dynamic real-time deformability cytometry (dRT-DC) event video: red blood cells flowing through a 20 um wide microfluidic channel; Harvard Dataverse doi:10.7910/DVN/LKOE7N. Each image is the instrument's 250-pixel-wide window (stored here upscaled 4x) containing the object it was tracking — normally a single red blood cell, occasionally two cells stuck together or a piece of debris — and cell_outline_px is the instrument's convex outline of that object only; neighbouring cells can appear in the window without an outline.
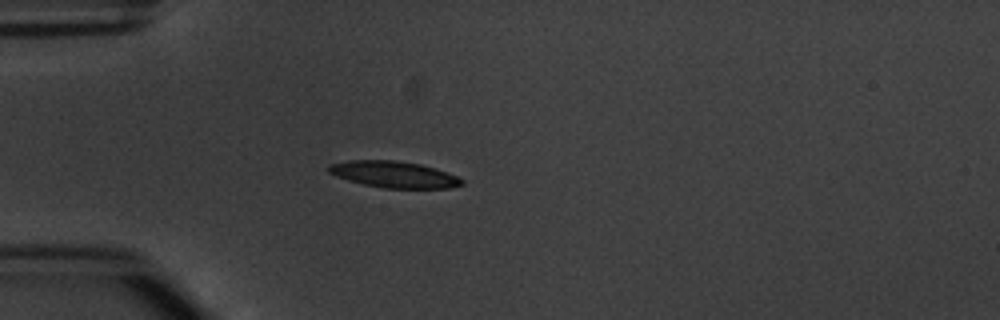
{"species": "common noctule bat (a hibernating species)", "species_latin": "Nyctalus noctula", "temperature_condition": "warm", "stored_images_in_passage": 5, "camera_frame_rate_fps": 3000, "um_per_image_px": 0.085, "animal": {"sex": "male", "body_mass_g": 20.1, "forearm_length_mm": 53.5}, "frame": {"image": 1, "passage_image": 4, "time_ms": 3.667, "image_size_px": [1000, 320], "cell_outline_px": [[464, 184], [448, 188], [384, 188], [364, 184], [348, 180], [336, 176], [328, 172], [328, 164], [348, 160], [392, 160], [420, 164], [456, 176], [464, 180]], "centroid_in_image_um": [33.44, 14.82], "position_along_channel_um": 51.6, "area_um2": 20.29}}